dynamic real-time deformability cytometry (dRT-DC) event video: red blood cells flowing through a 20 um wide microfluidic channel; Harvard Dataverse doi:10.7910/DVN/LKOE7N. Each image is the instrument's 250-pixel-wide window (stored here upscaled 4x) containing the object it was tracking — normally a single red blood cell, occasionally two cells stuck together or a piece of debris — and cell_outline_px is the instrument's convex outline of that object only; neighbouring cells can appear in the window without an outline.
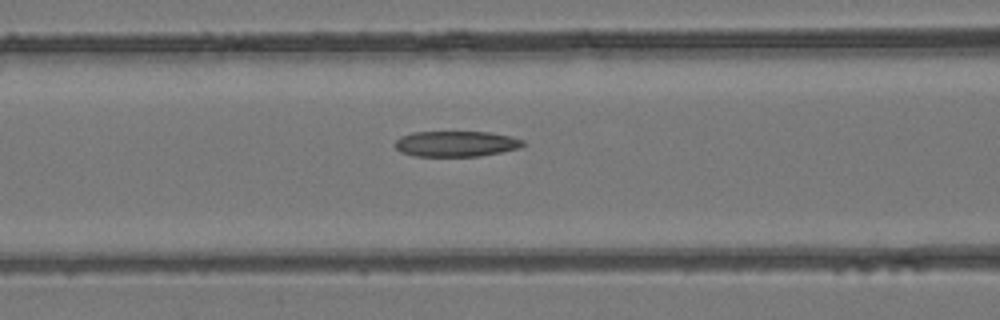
{"species": "common noctule bat (a hibernating species)", "species_latin": "Nyctalus noctula", "temperature_condition": "room temperature", "stored_images_in_passage": 5, "camera_frame_rate_fps": 3000, "um_per_image_px": 0.085, "animal": {"sex": "female", "body_mass_g": 24.6, "forearm_length_mm": 56.2}, "frame": {"image": 1, "passage_image": 5, "time_ms": 1.333, "image_size_px": [1000, 320], "cell_outline_px": [[528, 144], [520, 148], [480, 156], [416, 156], [400, 152], [396, 148], [396, 140], [400, 136], [412, 132], [488, 132], [512, 136], [524, 140]], "centroid_in_image_um": [38.81, 12.22], "position_along_channel_um": 127.8, "area_um2": 19.25}}